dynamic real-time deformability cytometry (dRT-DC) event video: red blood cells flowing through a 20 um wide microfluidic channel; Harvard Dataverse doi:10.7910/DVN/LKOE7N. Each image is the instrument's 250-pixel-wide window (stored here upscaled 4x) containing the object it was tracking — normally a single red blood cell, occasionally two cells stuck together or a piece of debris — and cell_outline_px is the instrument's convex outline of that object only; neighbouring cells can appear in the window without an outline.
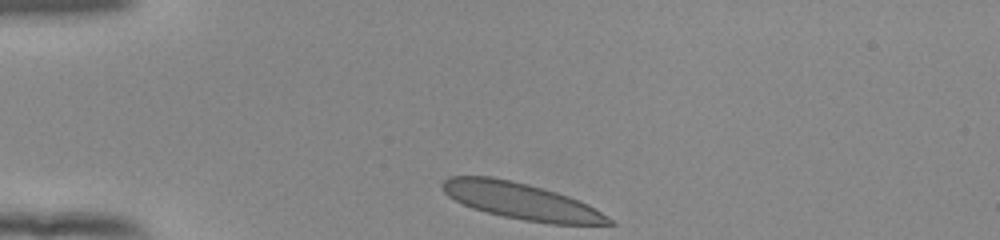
{"species": "human", "species_latin": "Homo sapiens", "temperature_condition": "room temperature", "stored_images_in_passage": 32, "camera_frame_rate_fps": 3000, "um_per_image_px": 0.085, "donor": {"sex": "female"}, "frame": {"image": 1, "passage_image": 1, "time_ms": 0.0, "image_size_px": [1000, 240], "cell_outline_px": [[616, 224], [548, 224], [524, 220], [504, 216], [472, 208], [448, 196], [444, 192], [440, 184], [448, 176], [492, 176], [512, 180], [528, 184], [556, 192], [580, 200], [588, 204], [612, 220]], "centroid_in_image_um": [44.28, 17.08], "position_along_channel_um": 40.7, "area_um2": 35.14}}
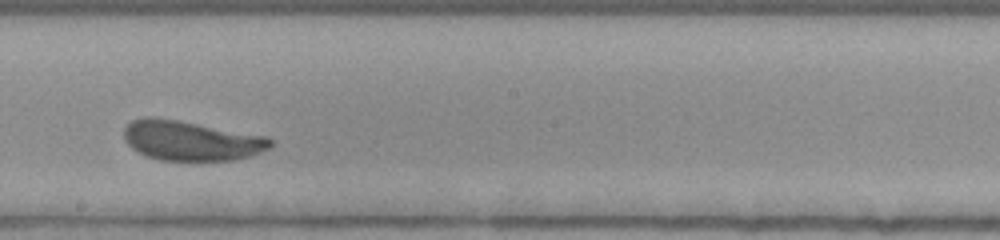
{"frame": {"image": 2, "passage_image": 19, "time_ms": 6.0, "image_size_px": [1000, 240], "cell_outline_px": [[272, 144], [268, 148], [252, 156], [236, 160], [160, 160], [148, 156], [132, 148], [124, 140], [124, 128], [132, 120], [148, 116], [152, 116], [176, 120], [264, 136], [272, 140]], "centroid_in_image_um": [16.21, 11.96], "position_along_channel_um": 232.0, "area_um2": 33.52}}
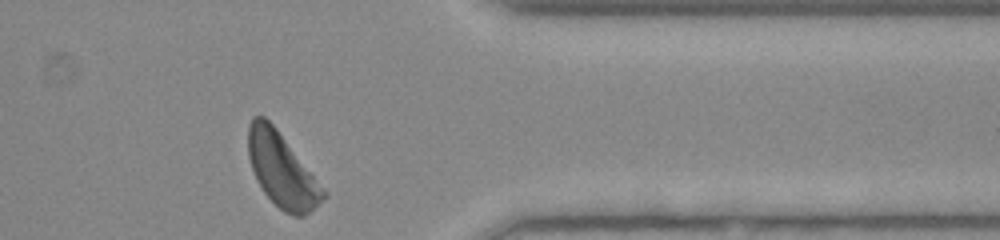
{"frame": {"image": 3, "passage_image": 32, "time_ms": 10.333, "image_size_px": [1000, 240], "cell_outline_px": [[328, 196], [304, 216], [292, 216], [284, 212], [264, 192], [256, 180], [248, 156], [248, 124], [252, 116], [264, 116], [276, 128], [328, 192]], "centroid_in_image_um": [23.97, 14.46], "position_along_channel_um": 387.4, "area_um2": 32.25}, "authors_computed_cell_mechanics": {"area_um2": 34.1887, "velocity_mm_per_s": 3.8483, "shape_relaxation_time_tau1_ms": 2.9078, "shape_relaxation_time_tau2_ms": null, "deformation_change_tau1": 0.1332, "deformation_change_tau2": null}}